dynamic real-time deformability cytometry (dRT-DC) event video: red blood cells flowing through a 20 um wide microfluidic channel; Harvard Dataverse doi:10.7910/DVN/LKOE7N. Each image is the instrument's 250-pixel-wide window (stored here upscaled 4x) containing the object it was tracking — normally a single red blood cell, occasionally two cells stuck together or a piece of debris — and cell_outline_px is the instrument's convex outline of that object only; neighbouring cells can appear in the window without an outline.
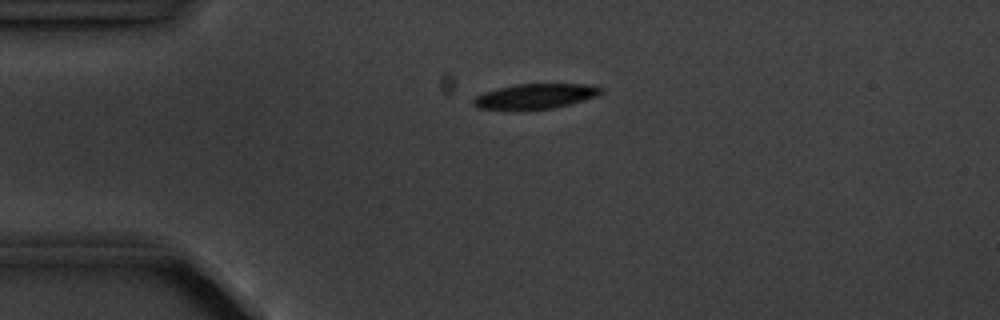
{"species": "common noctule bat (a hibernating species)", "species_latin": "Nyctalus noctula", "temperature_condition": "cold", "stored_images_in_passage": 6, "camera_frame_rate_fps": 3000, "um_per_image_px": 0.085, "animal": {"sex": "male", "body_mass_g": 20.1, "forearm_length_mm": 53.5}, "frame": {"image": 1, "passage_image": 4, "time_ms": 3.333, "image_size_px": [1000, 320], "cell_outline_px": [[604, 92], [600, 96], [552, 108], [476, 108], [472, 104], [472, 100], [476, 96], [484, 92], [516, 84], [588, 84], [604, 88]], "centroid_in_image_um": [45.58, 8.15], "position_along_channel_um": 39.4, "area_um2": 18.21}}